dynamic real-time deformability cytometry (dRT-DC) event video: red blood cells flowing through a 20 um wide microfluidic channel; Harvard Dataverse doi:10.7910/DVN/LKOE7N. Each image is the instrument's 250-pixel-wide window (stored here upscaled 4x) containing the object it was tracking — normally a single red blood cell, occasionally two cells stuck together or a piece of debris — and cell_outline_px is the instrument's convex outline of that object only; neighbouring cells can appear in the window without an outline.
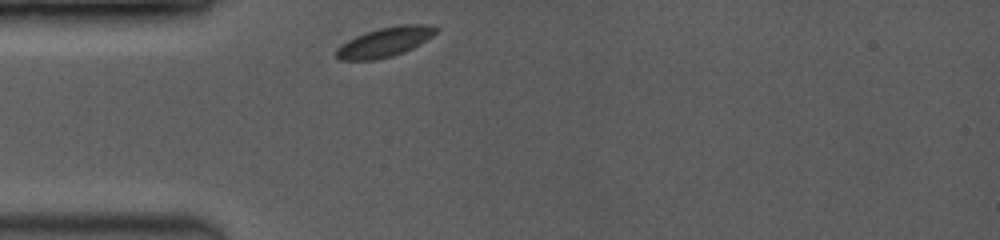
{"species": "common noctule bat (a hibernating species)", "species_latin": "Nyctalus noctula", "temperature_condition": "room temperature", "stored_images_in_passage": 5, "camera_frame_rate_fps": 3500, "um_per_image_px": 0.085, "animal": {"sex": "female", "body_mass_g": 19.0, "forearm_length_mm": 53.3}, "frame": {"image": 1, "passage_image": 1, "time_ms": 0.0, "image_size_px": [1000, 240], "cell_outline_px": [[440, 28], [432, 36], [420, 44], [404, 52], [392, 56], [376, 60], [340, 60], [332, 52], [340, 44], [356, 36], [380, 28], [400, 24], [428, 24]], "centroid_in_image_um": [32.69, 3.58], "position_along_channel_um": 52.3, "area_um2": 17.28}}
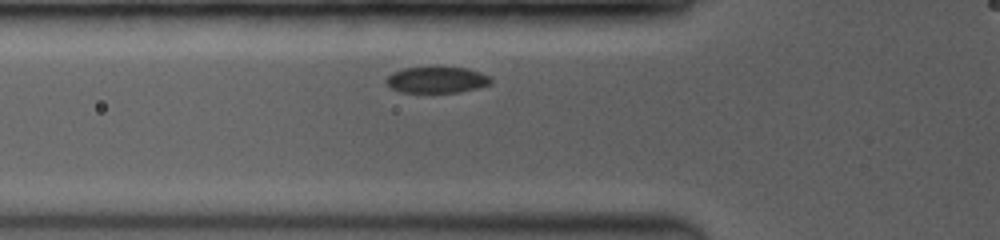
{"frame": {"image": 2, "passage_image": 4, "time_ms": 1.143, "image_size_px": [1000, 240], "cell_outline_px": [[492, 84], [460, 92], [400, 92], [392, 88], [384, 80], [392, 72], [404, 68], [436, 64], [468, 68], [480, 72], [488, 76], [492, 80]], "centroid_in_image_um": [37.13, 6.73], "position_along_channel_um": 88.7, "area_um2": 16.7}}